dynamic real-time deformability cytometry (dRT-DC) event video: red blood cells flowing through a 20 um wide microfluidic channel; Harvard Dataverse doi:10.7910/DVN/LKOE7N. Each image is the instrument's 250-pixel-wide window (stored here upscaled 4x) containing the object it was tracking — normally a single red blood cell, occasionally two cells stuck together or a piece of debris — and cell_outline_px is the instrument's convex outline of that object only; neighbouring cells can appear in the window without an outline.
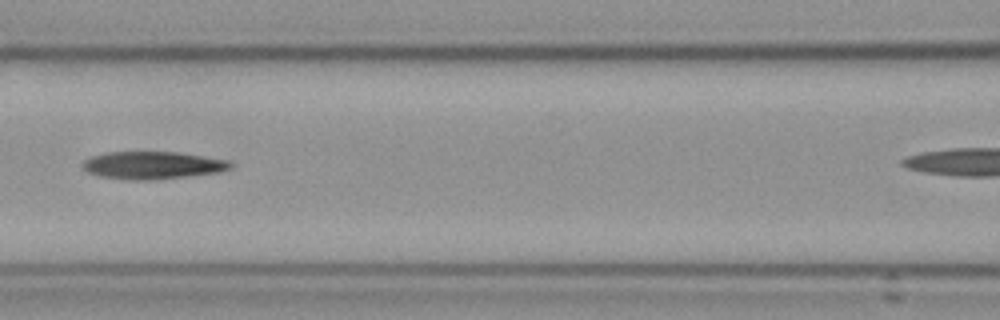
{"species": "Egyptian fruit bat (a non-hibernating species)", "species_latin": "Rousettus aegyptiacus", "temperature_condition": "cold", "stored_images_in_passage": 4, "camera_frame_rate_fps": 3000, "um_per_image_px": 0.085, "frame": {"image": 1, "passage_image": 3, "time_ms": 2.333, "image_size_px": [1000, 320], "cell_outline_px": [[232, 164], [228, 168], [216, 172], [156, 180], [124, 180], [100, 176], [88, 172], [80, 164], [88, 156], [104, 152], [176, 152], [228, 160]], "centroid_in_image_um": [12.86, 14.04], "position_along_channel_um": 153.7, "area_um2": 23.7}}